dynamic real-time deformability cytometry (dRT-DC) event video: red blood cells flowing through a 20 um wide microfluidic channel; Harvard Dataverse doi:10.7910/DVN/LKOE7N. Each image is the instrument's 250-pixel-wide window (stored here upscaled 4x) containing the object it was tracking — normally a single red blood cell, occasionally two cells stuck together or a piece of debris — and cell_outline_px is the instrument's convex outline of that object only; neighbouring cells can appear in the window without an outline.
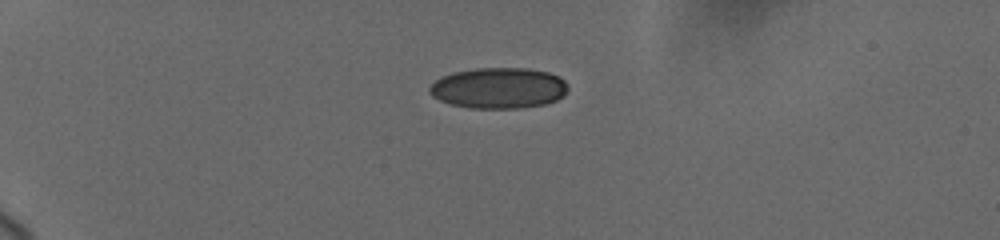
{"species": "human", "species_latin": "Homo sapiens", "temperature_condition": "cold", "stored_images_in_passage": 15, "camera_frame_rate_fps": 3000, "um_per_image_px": 0.085, "donor": {"sex": "female"}, "frame": {"image": 1, "passage_image": 1, "time_ms": 0.0, "image_size_px": [1000, 240], "cell_outline_px": [[568, 88], [564, 96], [556, 100], [544, 104], [520, 108], [468, 108], [452, 104], [440, 100], [432, 96], [428, 92], [428, 88], [436, 80], [452, 72], [476, 68], [528, 68], [548, 72], [560, 76], [568, 84]], "centroid_in_image_um": [42.41, 7.48], "position_along_channel_um": 42.6, "area_um2": 33.12}}
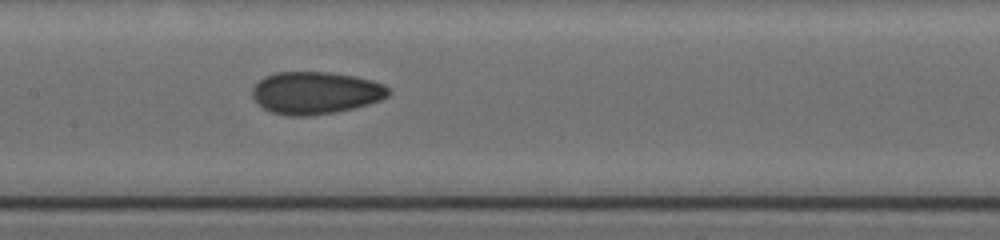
{"frame": {"image": 2, "passage_image": 9, "time_ms": 5.333, "image_size_px": [1000, 240], "cell_outline_px": [[392, 92], [388, 96], [380, 100], [368, 104], [336, 112], [308, 116], [292, 116], [272, 112], [264, 108], [252, 96], [252, 88], [264, 76], [276, 72], [328, 72], [356, 76], [372, 80], [384, 84]], "centroid_in_image_um": [26.84, 7.88], "position_along_channel_um": 180.6, "area_um2": 33.58}}
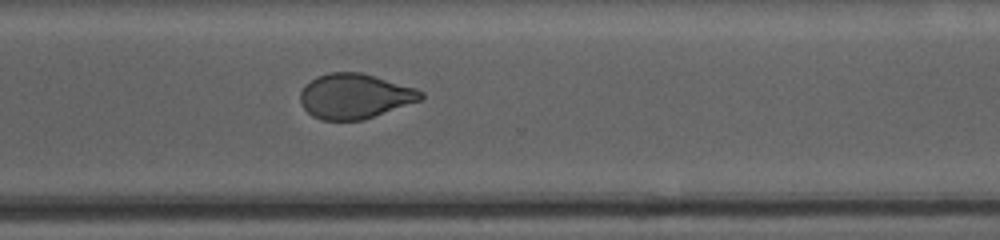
{"frame": {"image": 3, "passage_image": 15, "time_ms": 9.667, "image_size_px": [1000, 240], "cell_outline_px": [[424, 96], [420, 100], [364, 120], [320, 120], [312, 116], [304, 108], [300, 100], [300, 92], [304, 84], [316, 76], [328, 72], [360, 72], [416, 88], [424, 92]], "centroid_in_image_um": [30.12, 8.17], "position_along_channel_um": 340.5, "area_um2": 31.67}}